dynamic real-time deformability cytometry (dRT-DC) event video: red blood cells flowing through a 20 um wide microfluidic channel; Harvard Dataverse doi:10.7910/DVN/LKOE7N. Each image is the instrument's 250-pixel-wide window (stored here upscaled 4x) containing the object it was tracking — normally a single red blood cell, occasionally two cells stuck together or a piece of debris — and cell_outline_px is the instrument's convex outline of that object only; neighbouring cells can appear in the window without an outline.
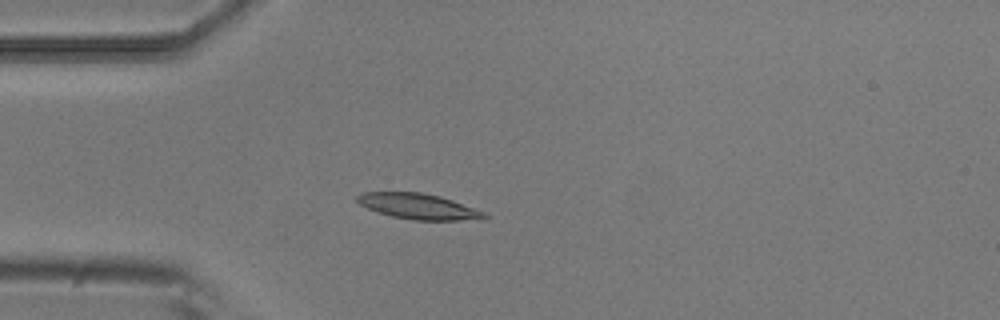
{"species": "common noctule bat (a hibernating species)", "species_latin": "Nyctalus noctula", "temperature_condition": "room temperature", "stored_images_in_passage": 5, "camera_frame_rate_fps": 3000, "um_per_image_px": 0.085, "animal": {"sex": "male", "body_mass_g": 20.5, "forearm_length_mm": 52.5}, "frame": {"image": 1, "passage_image": 5, "time_ms": 1.333, "image_size_px": [1000, 320], "cell_outline_px": [[488, 216], [460, 220], [412, 220], [392, 216], [376, 212], [360, 204], [356, 200], [356, 196], [360, 192], [420, 192], [440, 196], [452, 200], [484, 212]], "centroid_in_image_um": [35.46, 17.53], "position_along_channel_um": 49.5, "area_um2": 18.67}}